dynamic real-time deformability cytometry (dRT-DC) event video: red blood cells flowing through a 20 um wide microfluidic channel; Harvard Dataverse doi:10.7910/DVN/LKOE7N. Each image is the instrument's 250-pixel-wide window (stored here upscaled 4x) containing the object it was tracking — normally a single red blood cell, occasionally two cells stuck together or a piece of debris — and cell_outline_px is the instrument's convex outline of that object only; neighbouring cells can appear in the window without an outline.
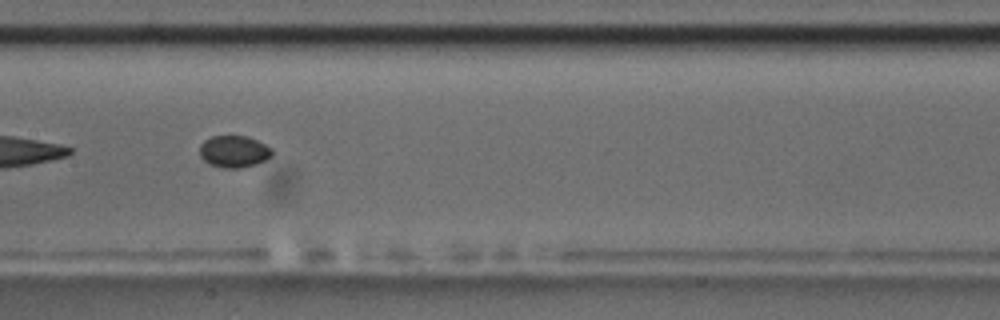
{"species": "common noctule bat (a hibernating species)", "species_latin": "Nyctalus noctula", "temperature_condition": "room temperature", "stored_images_in_passage": 9, "camera_frame_rate_fps": 3000, "um_per_image_px": 0.085, "animal": {"sex": "male", "body_mass_g": 17.5, "forearm_length_mm": 52.3}, "frame": {"image": 1, "passage_image": 9, "time_ms": 10.667, "image_size_px": [1000, 320], "cell_outline_px": [[272, 156], [256, 164], [240, 168], [224, 168], [208, 164], [200, 156], [200, 144], [204, 140], [212, 136], [248, 136], [272, 148]], "centroid_in_image_um": [19.87, 12.88], "position_along_channel_um": 187.5, "area_um2": 13.47}}